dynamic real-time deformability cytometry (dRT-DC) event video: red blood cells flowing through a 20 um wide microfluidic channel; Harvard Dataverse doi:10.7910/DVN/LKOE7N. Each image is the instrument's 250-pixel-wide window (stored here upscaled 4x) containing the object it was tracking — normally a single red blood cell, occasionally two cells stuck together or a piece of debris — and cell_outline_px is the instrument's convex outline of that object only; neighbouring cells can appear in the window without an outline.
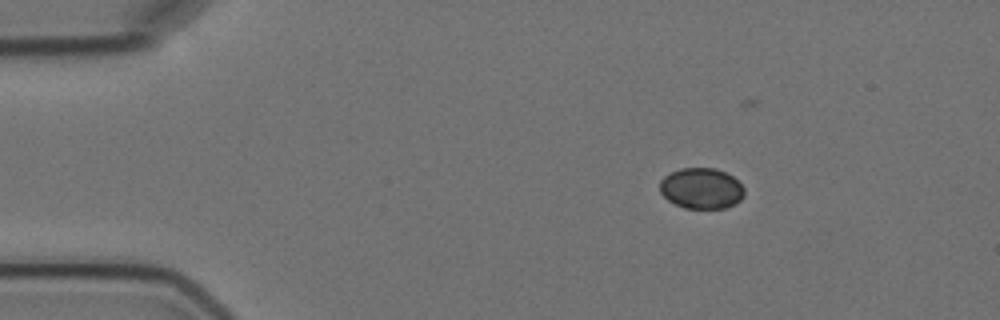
{"species": "Egyptian fruit bat (a non-hibernating species)", "species_latin": "Rousettus aegyptiacus", "temperature_condition": "cold", "stored_images_in_passage": 4, "camera_frame_rate_fps": 3000, "um_per_image_px": 0.085, "animal": {"sex": "female"}, "frame": {"image": 1, "passage_image": 2, "time_ms": 2.0, "image_size_px": [1000, 320], "cell_outline_px": [[744, 196], [736, 204], [724, 208], [684, 208], [668, 200], [660, 192], [660, 180], [664, 176], [680, 168], [716, 168], [732, 176], [744, 188]], "centroid_in_image_um": [59.62, 16.01], "position_along_channel_um": 25.4, "area_um2": 20.06}}